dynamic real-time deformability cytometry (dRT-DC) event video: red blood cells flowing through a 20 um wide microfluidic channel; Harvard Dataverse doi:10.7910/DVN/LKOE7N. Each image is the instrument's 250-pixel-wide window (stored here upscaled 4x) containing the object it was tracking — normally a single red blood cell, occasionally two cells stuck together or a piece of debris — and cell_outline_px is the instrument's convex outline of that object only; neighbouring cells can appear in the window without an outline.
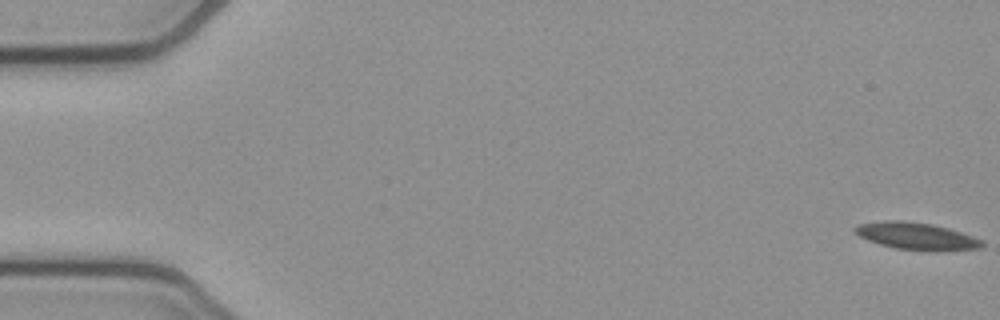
{"species": "common noctule bat (a hibernating species)", "species_latin": "Nyctalus noctula", "temperature_condition": "cold", "stored_images_in_passage": 54, "camera_frame_rate_fps": 3000, "um_per_image_px": 0.085, "animal": {"sex": "female", "body_mass_g": 21.9}, "frame": {"image": 1, "passage_image": 1, "time_ms": 0.0, "image_size_px": [1000, 320], "cell_outline_px": [[984, 244], [980, 248], [936, 252], [896, 248], [880, 244], [868, 240], [860, 236], [852, 228], [856, 224], [884, 220], [904, 220], [932, 224], [948, 228], [972, 236], [980, 240]], "centroid_in_image_um": [77.87, 20.07], "position_along_channel_um": 7.1, "area_um2": 20.17}}
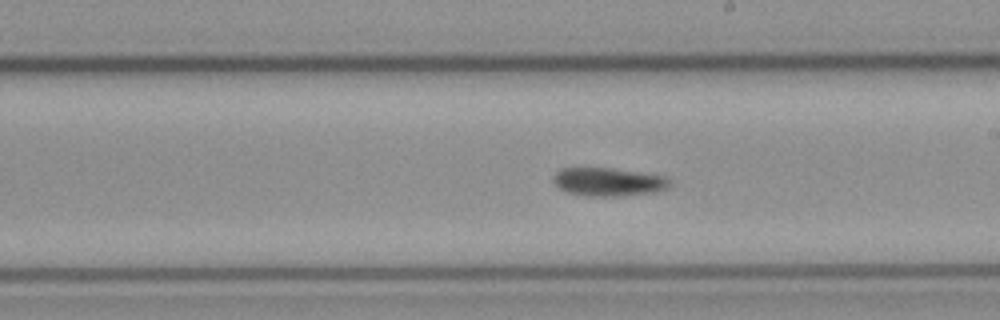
{"frame": {"image": 2, "passage_image": 31, "time_ms": 10.0, "image_size_px": [1000, 320], "cell_outline_px": [[672, 184], [668, 188], [656, 192], [620, 196], [584, 196], [568, 192], [560, 188], [552, 180], [552, 176], [560, 168], [612, 168], [668, 176], [672, 180]], "centroid_in_image_um": [51.76, 15.46], "position_along_channel_um": 237.2, "area_um2": 19.54}}
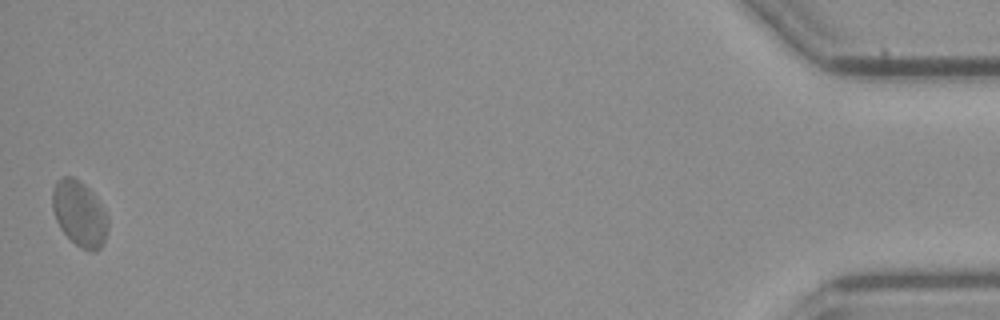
{"frame": {"image": 3, "passage_image": 54, "time_ms": 17.667, "image_size_px": [1000, 320], "cell_outline_px": [[108, 228], [104, 244], [96, 252], [92, 252], [80, 248], [60, 228], [56, 220], [52, 208], [52, 188], [56, 180], [60, 176], [72, 176], [84, 184], [96, 196], [108, 216]], "centroid_in_image_um": [6.76, 18.15], "position_along_channel_um": 428.4, "area_um2": 21.5}}